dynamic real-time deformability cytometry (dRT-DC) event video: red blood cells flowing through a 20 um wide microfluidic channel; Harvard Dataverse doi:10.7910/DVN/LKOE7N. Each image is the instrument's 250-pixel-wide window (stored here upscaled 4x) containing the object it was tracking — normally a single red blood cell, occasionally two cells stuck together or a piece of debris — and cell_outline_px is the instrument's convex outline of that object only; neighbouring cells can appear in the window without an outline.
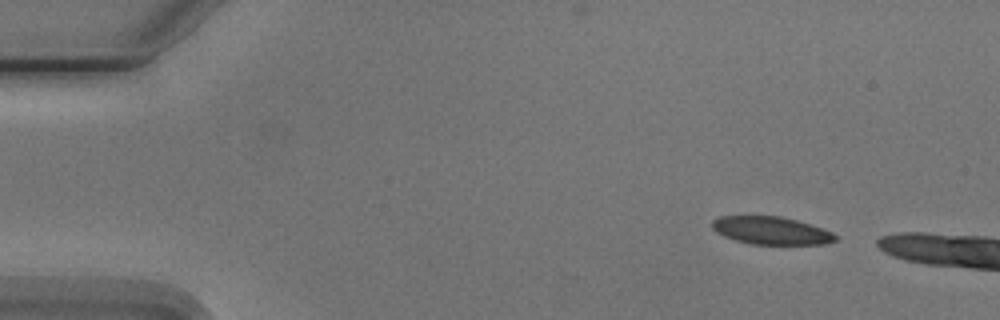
{"species": "Egyptian fruit bat (a non-hibernating species)", "species_latin": "Rousettus aegyptiacus", "temperature_condition": "cold", "stored_images_in_passage": 3, "camera_frame_rate_fps": 3000, "um_per_image_px": 0.085, "animal": {"sex": "male"}, "frame": {"image": 1, "passage_image": 1, "time_ms": 0.0, "image_size_px": [1000, 320], "cell_outline_px": [[836, 240], [824, 244], [748, 244], [724, 236], [716, 232], [712, 228], [712, 220], [720, 216], [780, 216], [796, 220], [832, 232], [836, 236]], "centroid_in_image_um": [65.5, 19.6], "position_along_channel_um": 19.5, "area_um2": 19.77}}